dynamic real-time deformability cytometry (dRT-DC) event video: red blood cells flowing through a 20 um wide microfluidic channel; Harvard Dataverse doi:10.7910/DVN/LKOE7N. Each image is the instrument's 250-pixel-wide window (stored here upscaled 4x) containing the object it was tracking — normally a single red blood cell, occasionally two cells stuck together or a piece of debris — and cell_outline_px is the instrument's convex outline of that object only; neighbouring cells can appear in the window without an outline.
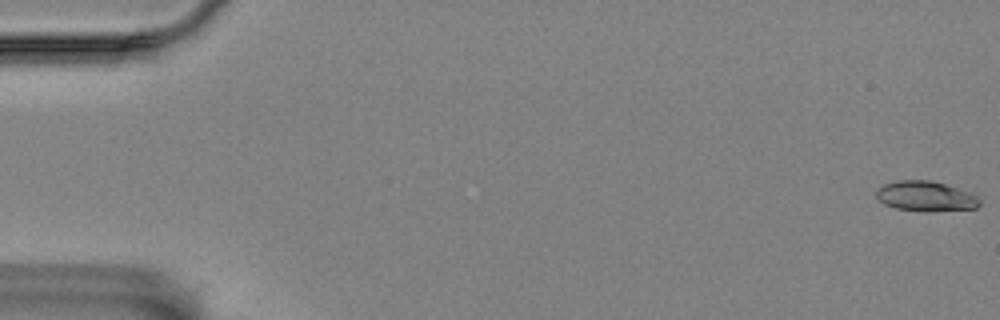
{"species": "Egyptian fruit bat (a non-hibernating species)", "species_latin": "Rousettus aegyptiacus", "temperature_condition": "room temperature", "stored_images_in_passage": 55, "camera_frame_rate_fps": 3000, "um_per_image_px": 0.085, "animal": {"sex": "female"}, "frame": {"image": 1, "passage_image": 1, "time_ms": 0.0, "image_size_px": [1000, 320], "cell_outline_px": [[980, 204], [976, 208], [928, 212], [924, 212], [896, 208], [884, 204], [876, 196], [876, 192], [884, 184], [896, 180], [932, 180], [972, 192], [980, 200]], "centroid_in_image_um": [78.71, 16.68], "position_along_channel_um": 6.3, "area_um2": 18.26}}
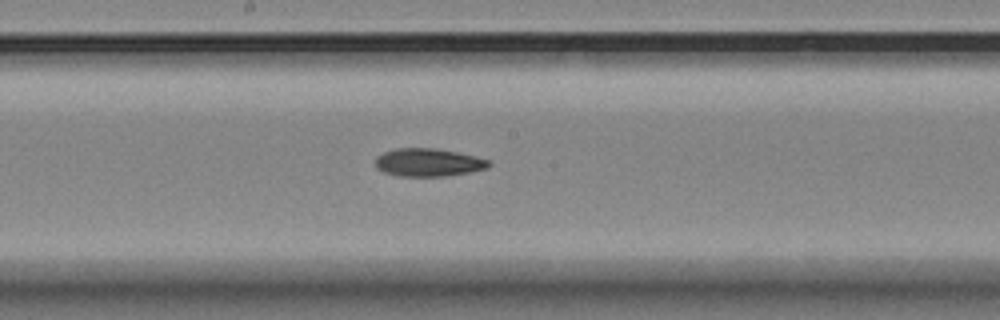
{"frame": {"image": 2, "passage_image": 31, "time_ms": 10.0, "image_size_px": [1000, 320], "cell_outline_px": [[492, 164], [488, 168], [472, 172], [444, 176], [400, 176], [384, 172], [376, 168], [376, 156], [384, 152], [396, 148], [432, 148], [456, 152], [476, 156], [488, 160]], "centroid_in_image_um": [36.42, 13.81], "position_along_channel_um": 211.8, "area_um2": 18.5}}
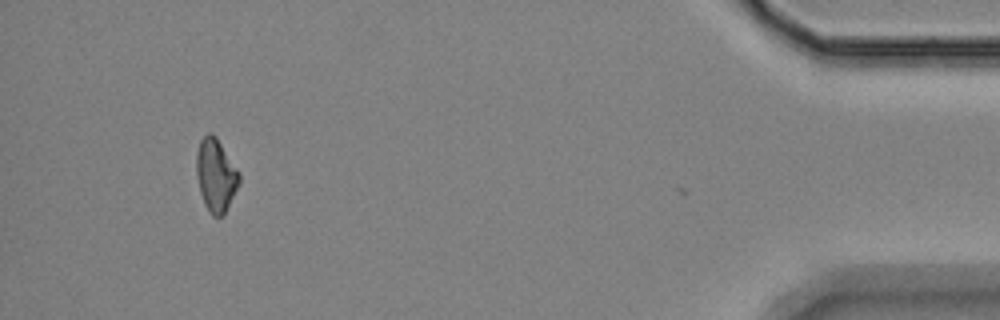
{"frame": {"image": 3, "passage_image": 54, "time_ms": 17.667, "image_size_px": [1000, 320], "cell_outline_px": [[240, 180], [224, 216], [212, 216], [204, 204], [200, 192], [196, 176], [196, 152], [200, 140], [208, 132], [212, 132], [216, 136], [240, 172]], "centroid_in_image_um": [18.33, 14.87], "position_along_channel_um": 416.9, "area_um2": 18.32}, "authors_computed_cell_mechanics": {"area_um2": 18.4382, "velocity_mm_per_s": 3.5279, "shape_relaxation_time_tau1_ms": 4.697, "shape_relaxation_time_tau2_ms": null, "deformation_change_tau1": 0.1294, "deformation_change_tau2": null}}